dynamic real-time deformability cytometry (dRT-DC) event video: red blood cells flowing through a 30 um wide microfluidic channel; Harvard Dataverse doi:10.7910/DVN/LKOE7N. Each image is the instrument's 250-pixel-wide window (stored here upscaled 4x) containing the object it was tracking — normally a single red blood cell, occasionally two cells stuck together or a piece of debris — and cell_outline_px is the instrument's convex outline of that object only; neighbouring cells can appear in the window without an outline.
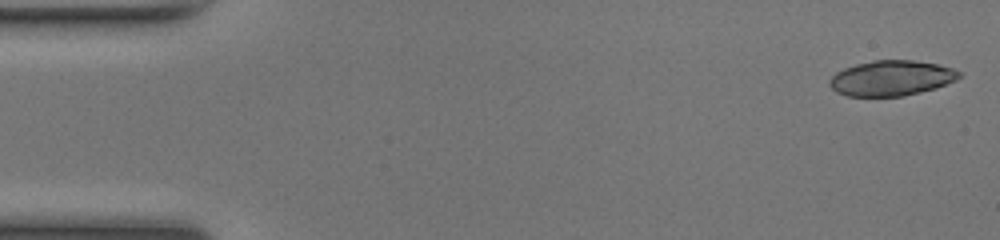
{"species": "common noctule bat (a hibernating species)", "species_latin": "Nyctalus noctula", "temperature_condition": "room temperature", "stored_images_in_passage": 48, "camera_frame_rate_fps": 3000, "um_per_image_px": 0.085, "animal": {"sex": "female", "body_mass_g": 17.0, "forearm_length_mm": 48.0}, "frame": {"image": 1, "passage_image": 1, "time_ms": 0.0, "image_size_px": [1000, 240], "cell_outline_px": [[964, 72], [956, 80], [936, 88], [904, 96], [848, 96], [836, 92], [828, 84], [828, 80], [836, 72], [844, 68], [856, 64], [876, 60], [912, 60], [936, 64], [952, 68]], "centroid_in_image_um": [75.77, 6.64], "position_along_channel_um": 9.2, "area_um2": 26.7}}
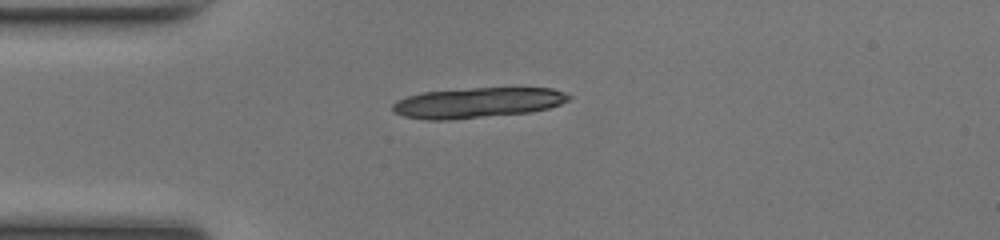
{"frame": {"image": 2, "passage_image": 12, "time_ms": 3.667, "image_size_px": [1000, 240], "cell_outline_px": [[572, 96], [568, 100], [560, 104], [548, 108], [528, 112], [448, 120], [428, 120], [404, 116], [396, 112], [392, 108], [392, 104], [396, 100], [408, 96], [424, 92], [472, 88], [552, 88], [564, 92]], "centroid_in_image_um": [40.58, 8.73], "position_along_channel_um": 44.4, "area_um2": 30.81}, "authors_computed_cell_mechanics": {"area_um2": 22.831, "velocity_mm_per_s": 4.2499, "shape_relaxation_time_tau1_ms": 5.7516, "shape_relaxation_time_tau2_ms": 3.1481, "deformation_change_tau1": 0.2001, "deformation_change_tau2": 0.0912}}